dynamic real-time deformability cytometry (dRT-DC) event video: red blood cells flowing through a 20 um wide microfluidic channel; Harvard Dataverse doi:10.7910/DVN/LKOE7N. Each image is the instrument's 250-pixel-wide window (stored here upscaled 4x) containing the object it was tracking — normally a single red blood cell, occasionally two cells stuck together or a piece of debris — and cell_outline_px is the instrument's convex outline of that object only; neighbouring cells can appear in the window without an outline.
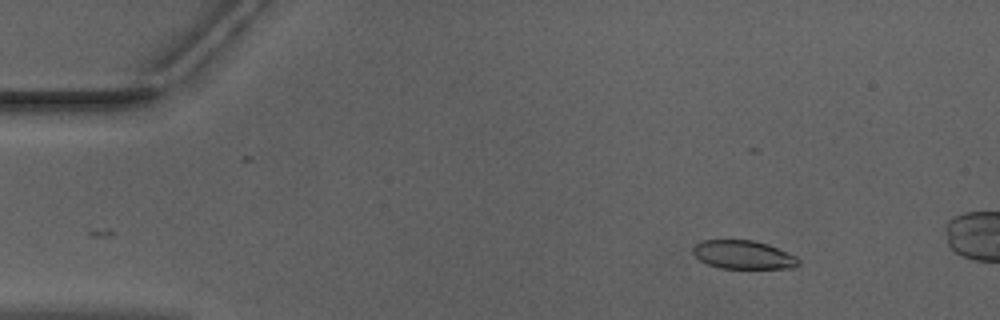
{"species": "Egyptian fruit bat (a non-hibernating species)", "species_latin": "Rousettus aegyptiacus", "temperature_condition": "warm", "stored_images_in_passage": 44, "camera_frame_rate_fps": 3000, "um_per_image_px": 0.085, "animal": {"sex": "male"}, "frame": {"image": 1, "passage_image": 2, "time_ms": 0.333, "image_size_px": [1000, 320], "cell_outline_px": [[800, 264], [792, 268], [720, 268], [708, 264], [700, 260], [692, 252], [692, 248], [700, 240], [752, 240], [768, 244], [796, 256], [800, 260]], "centroid_in_image_um": [63.18, 21.65], "position_along_channel_um": 21.8, "area_um2": 17.51}}
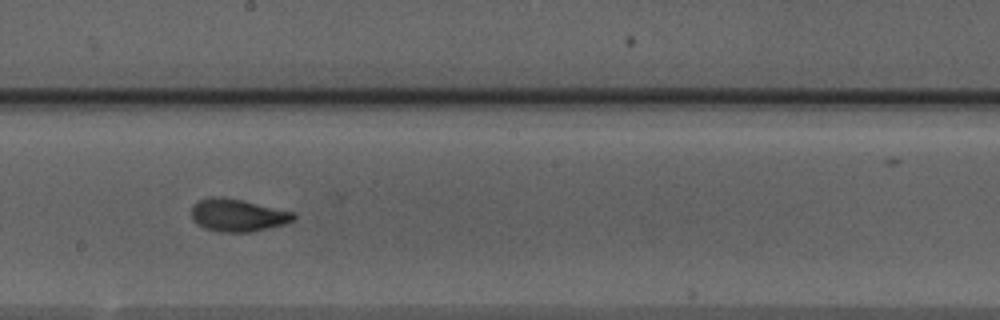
{"frame": {"image": 2, "passage_image": 24, "time_ms": 7.667, "image_size_px": [1000, 320], "cell_outline_px": [[296, 220], [284, 224], [248, 232], [220, 232], [204, 228], [196, 224], [192, 220], [192, 204], [200, 200], [212, 196], [220, 196], [244, 200], [296, 212]], "centroid_in_image_um": [20.21, 18.28], "position_along_channel_um": 228.0, "area_um2": 19.65}}
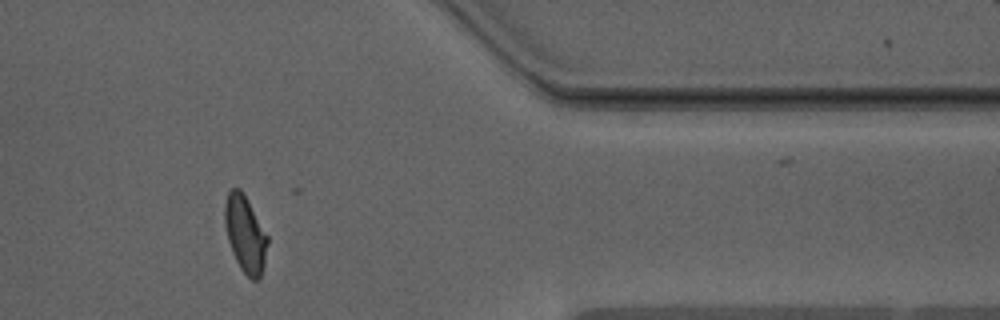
{"frame": {"image": 3, "passage_image": 38, "time_ms": 12.333, "image_size_px": [1000, 320], "cell_outline_px": [[268, 244], [264, 264], [260, 276], [256, 280], [252, 280], [240, 268], [232, 252], [228, 240], [224, 224], [224, 204], [228, 192], [232, 188], [240, 188], [268, 236]], "centroid_in_image_um": [20.83, 19.89], "position_along_channel_um": 390.6, "area_um2": 18.9}}